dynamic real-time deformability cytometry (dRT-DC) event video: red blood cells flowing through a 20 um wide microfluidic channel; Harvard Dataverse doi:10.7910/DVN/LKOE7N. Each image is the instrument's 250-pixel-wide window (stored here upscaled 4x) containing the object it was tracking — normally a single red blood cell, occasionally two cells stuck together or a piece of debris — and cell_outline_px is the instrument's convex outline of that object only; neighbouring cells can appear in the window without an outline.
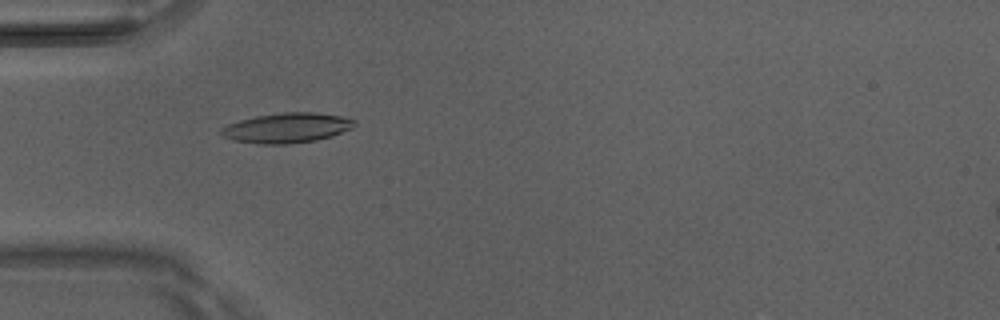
{"species": "Egyptian fruit bat (a non-hibernating species)", "species_latin": "Rousettus aegyptiacus", "temperature_condition": "room temperature", "stored_images_in_passage": 51, "camera_frame_rate_fps": 3000, "um_per_image_px": 0.085, "animal": {"sex": "male"}, "frame": {"image": 1, "passage_image": 16, "time_ms": 5.0, "image_size_px": [1000, 320], "cell_outline_px": [[356, 124], [352, 128], [332, 136], [316, 140], [284, 144], [260, 144], [232, 140], [224, 136], [220, 132], [220, 128], [228, 124], [240, 120], [256, 116], [284, 112], [316, 112], [340, 116], [356, 120]], "centroid_in_image_um": [24.39, 10.86], "position_along_channel_um": 60.6, "area_um2": 23.18}}
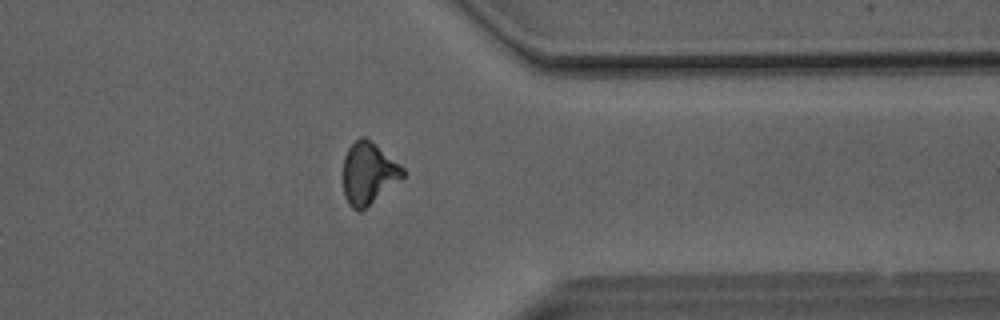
{"frame": {"image": 2, "passage_image": 40, "time_ms": 13.0, "image_size_px": [1000, 320], "cell_outline_px": [[404, 176], [360, 212], [352, 208], [348, 204], [344, 196], [344, 156], [348, 148], [360, 136], [364, 136], [400, 164], [404, 168]], "centroid_in_image_um": [31.3, 14.73], "position_along_channel_um": 380.1, "area_um2": 21.1}}
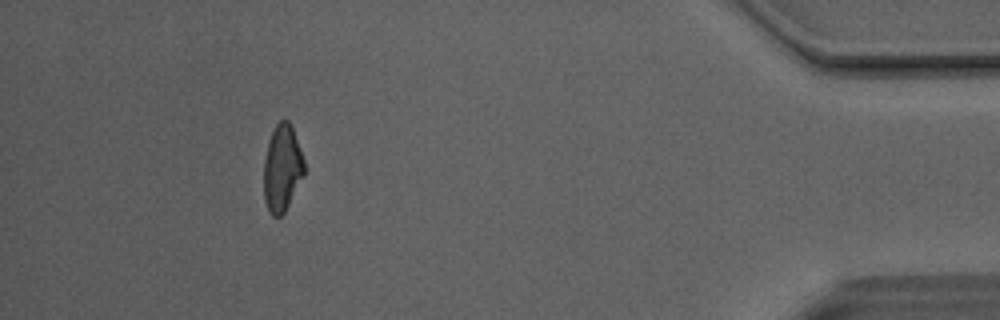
{"frame": {"image": 3, "passage_image": 46, "time_ms": 15.0, "image_size_px": [1000, 320], "cell_outline_px": [[304, 172], [284, 212], [280, 216], [272, 216], [268, 212], [264, 200], [264, 160], [268, 144], [272, 132], [276, 124], [280, 120], [288, 120], [292, 124], [304, 160]], "centroid_in_image_um": [23.97, 14.27], "position_along_channel_um": 411.2, "area_um2": 20.17}, "authors_computed_cell_mechanics": {"area_um2": 21.5594, "velocity_mm_per_s": 4.1286, "shape_relaxation_time_tau1_ms": 5.6477, "shape_relaxation_time_tau2_ms": 1.8865, "deformation_change_tau1": 0.1807, "deformation_change_tau2": 0.0828}}